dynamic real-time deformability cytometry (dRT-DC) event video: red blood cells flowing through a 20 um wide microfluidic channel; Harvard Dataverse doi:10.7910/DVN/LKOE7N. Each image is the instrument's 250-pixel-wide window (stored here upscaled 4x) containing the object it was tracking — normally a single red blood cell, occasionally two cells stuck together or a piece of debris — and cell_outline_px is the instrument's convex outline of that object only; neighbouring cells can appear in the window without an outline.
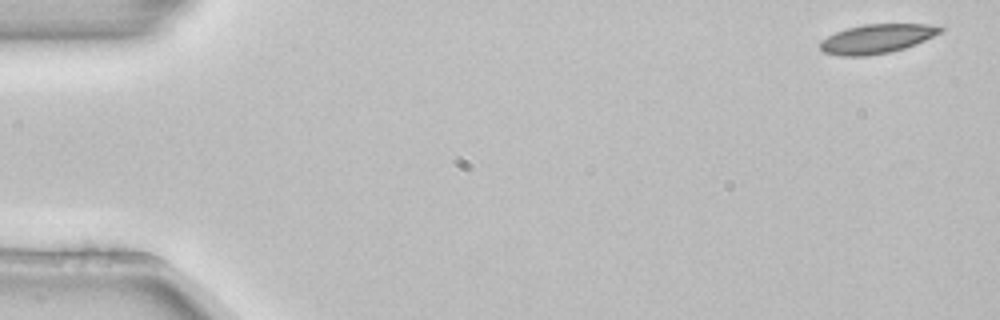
{"species": "common noctule bat (a hibernating species)", "species_latin": "Nyctalus noctula", "temperature_condition": "room temperature", "stored_images_in_passage": 5, "camera_frame_rate_fps": 3000, "um_per_image_px": 0.085, "animal": {"sex": "female", "body_mass_g": 22.7, "forearm_length_mm": 54.2}, "frame": {"image": 1, "passage_image": 1, "time_ms": 0.0, "image_size_px": [1000, 320], "cell_outline_px": [[944, 28], [940, 32], [916, 44], [904, 48], [888, 52], [864, 56], [840, 56], [824, 52], [820, 48], [820, 40], [836, 32], [848, 28], [864, 24], [928, 24]], "centroid_in_image_um": [74.49, 3.29], "position_along_channel_um": 10.5, "area_um2": 20.11}}
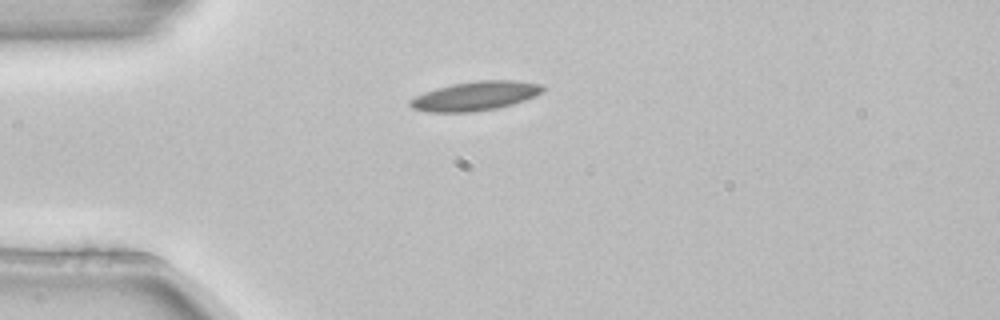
{"frame": {"image": 2, "passage_image": 3, "time_ms": 0.667, "image_size_px": [1000, 320], "cell_outline_px": [[544, 88], [536, 96], [512, 104], [496, 108], [472, 112], [428, 112], [412, 108], [408, 104], [408, 100], [424, 92], [436, 88], [452, 84], [476, 80], [516, 80], [540, 84]], "centroid_in_image_um": [40.36, 8.15], "position_along_channel_um": 44.6, "area_um2": 22.48}}